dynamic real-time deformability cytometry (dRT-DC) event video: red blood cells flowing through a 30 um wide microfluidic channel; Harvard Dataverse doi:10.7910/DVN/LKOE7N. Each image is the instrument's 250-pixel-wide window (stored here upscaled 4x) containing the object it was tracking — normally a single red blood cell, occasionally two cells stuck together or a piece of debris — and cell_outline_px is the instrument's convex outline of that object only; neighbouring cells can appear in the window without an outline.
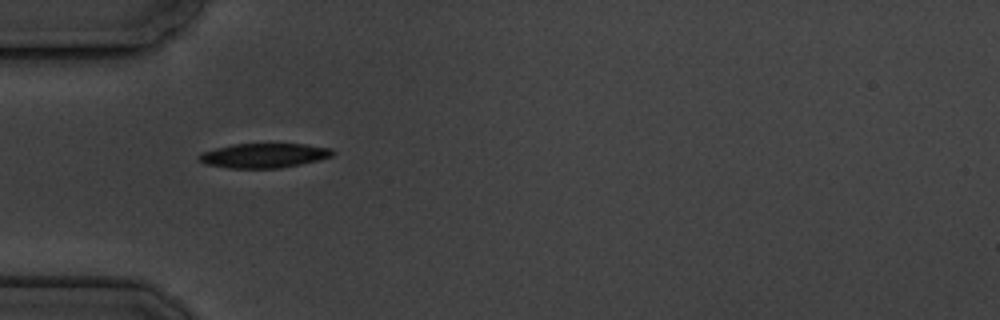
{"species": "common noctule bat (a hibernating species)", "species_latin": "Nyctalus noctula", "temperature_condition": "cold", "stored_images_in_passage": 4, "camera_frame_rate_fps": 3000, "um_per_image_px": 0.085, "animal": {"sex": "male", "body_mass_g": 19.5, "forearm_length_mm": 54.6}, "frame": {"image": 1, "passage_image": 3, "time_ms": 3.333, "image_size_px": [1000, 320], "cell_outline_px": [[336, 152], [332, 156], [320, 160], [280, 168], [228, 168], [204, 164], [196, 156], [200, 152], [232, 144], [304, 144], [332, 148]], "centroid_in_image_um": [22.43, 13.22], "position_along_channel_um": 62.6, "area_um2": 19.25}}